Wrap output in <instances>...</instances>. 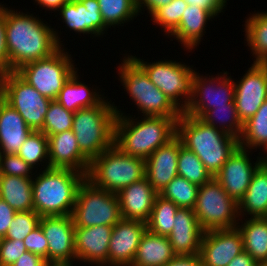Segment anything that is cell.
<instances>
[{
	"mask_svg": "<svg viewBox=\"0 0 267 266\" xmlns=\"http://www.w3.org/2000/svg\"><path fill=\"white\" fill-rule=\"evenodd\" d=\"M117 67L121 86L142 116L180 118L182 112L149 79L143 68L128 54ZM139 109V110H138Z\"/></svg>",
	"mask_w": 267,
	"mask_h": 266,
	"instance_id": "cell-5",
	"label": "cell"
},
{
	"mask_svg": "<svg viewBox=\"0 0 267 266\" xmlns=\"http://www.w3.org/2000/svg\"><path fill=\"white\" fill-rule=\"evenodd\" d=\"M0 97L15 109L33 131H41L51 99L41 95L15 71L0 75Z\"/></svg>",
	"mask_w": 267,
	"mask_h": 266,
	"instance_id": "cell-12",
	"label": "cell"
},
{
	"mask_svg": "<svg viewBox=\"0 0 267 266\" xmlns=\"http://www.w3.org/2000/svg\"><path fill=\"white\" fill-rule=\"evenodd\" d=\"M223 72L215 77L213 75L203 77V74L194 71L191 98L184 114L201 118L208 110L228 106L234 101V80L231 76H227L229 74L227 71Z\"/></svg>",
	"mask_w": 267,
	"mask_h": 266,
	"instance_id": "cell-13",
	"label": "cell"
},
{
	"mask_svg": "<svg viewBox=\"0 0 267 266\" xmlns=\"http://www.w3.org/2000/svg\"><path fill=\"white\" fill-rule=\"evenodd\" d=\"M146 222L122 218L112 229L108 248V266H131Z\"/></svg>",
	"mask_w": 267,
	"mask_h": 266,
	"instance_id": "cell-17",
	"label": "cell"
},
{
	"mask_svg": "<svg viewBox=\"0 0 267 266\" xmlns=\"http://www.w3.org/2000/svg\"><path fill=\"white\" fill-rule=\"evenodd\" d=\"M39 225L48 242V264L75 263V226L71 215L42 216Z\"/></svg>",
	"mask_w": 267,
	"mask_h": 266,
	"instance_id": "cell-16",
	"label": "cell"
},
{
	"mask_svg": "<svg viewBox=\"0 0 267 266\" xmlns=\"http://www.w3.org/2000/svg\"><path fill=\"white\" fill-rule=\"evenodd\" d=\"M176 136L198 156L213 178L239 147L237 138L183 112L176 122Z\"/></svg>",
	"mask_w": 267,
	"mask_h": 266,
	"instance_id": "cell-3",
	"label": "cell"
},
{
	"mask_svg": "<svg viewBox=\"0 0 267 266\" xmlns=\"http://www.w3.org/2000/svg\"><path fill=\"white\" fill-rule=\"evenodd\" d=\"M158 193L146 177L117 193L121 217L147 222Z\"/></svg>",
	"mask_w": 267,
	"mask_h": 266,
	"instance_id": "cell-24",
	"label": "cell"
},
{
	"mask_svg": "<svg viewBox=\"0 0 267 266\" xmlns=\"http://www.w3.org/2000/svg\"><path fill=\"white\" fill-rule=\"evenodd\" d=\"M199 186L177 175L159 195L181 208L193 209Z\"/></svg>",
	"mask_w": 267,
	"mask_h": 266,
	"instance_id": "cell-39",
	"label": "cell"
},
{
	"mask_svg": "<svg viewBox=\"0 0 267 266\" xmlns=\"http://www.w3.org/2000/svg\"><path fill=\"white\" fill-rule=\"evenodd\" d=\"M4 5L6 46L9 72L51 56L62 45L58 30L29 12H20ZM27 13V14H26ZM55 30V31H54Z\"/></svg>",
	"mask_w": 267,
	"mask_h": 266,
	"instance_id": "cell-1",
	"label": "cell"
},
{
	"mask_svg": "<svg viewBox=\"0 0 267 266\" xmlns=\"http://www.w3.org/2000/svg\"><path fill=\"white\" fill-rule=\"evenodd\" d=\"M239 146L251 151H257V148L262 147V152L267 158V99L254 116L243 124Z\"/></svg>",
	"mask_w": 267,
	"mask_h": 266,
	"instance_id": "cell-33",
	"label": "cell"
},
{
	"mask_svg": "<svg viewBox=\"0 0 267 266\" xmlns=\"http://www.w3.org/2000/svg\"><path fill=\"white\" fill-rule=\"evenodd\" d=\"M175 256L168 237L146 230L131 266H164Z\"/></svg>",
	"mask_w": 267,
	"mask_h": 266,
	"instance_id": "cell-30",
	"label": "cell"
},
{
	"mask_svg": "<svg viewBox=\"0 0 267 266\" xmlns=\"http://www.w3.org/2000/svg\"><path fill=\"white\" fill-rule=\"evenodd\" d=\"M200 119L206 124L213 126L238 140L242 135L243 124L237 115L234 101L228 106H221L208 110Z\"/></svg>",
	"mask_w": 267,
	"mask_h": 266,
	"instance_id": "cell-34",
	"label": "cell"
},
{
	"mask_svg": "<svg viewBox=\"0 0 267 266\" xmlns=\"http://www.w3.org/2000/svg\"><path fill=\"white\" fill-rule=\"evenodd\" d=\"M58 12L65 27L77 34H91L90 37L98 38L109 29L103 21L97 0H70Z\"/></svg>",
	"mask_w": 267,
	"mask_h": 266,
	"instance_id": "cell-19",
	"label": "cell"
},
{
	"mask_svg": "<svg viewBox=\"0 0 267 266\" xmlns=\"http://www.w3.org/2000/svg\"><path fill=\"white\" fill-rule=\"evenodd\" d=\"M28 252L39 255L48 263V242L40 225L23 240Z\"/></svg>",
	"mask_w": 267,
	"mask_h": 266,
	"instance_id": "cell-45",
	"label": "cell"
},
{
	"mask_svg": "<svg viewBox=\"0 0 267 266\" xmlns=\"http://www.w3.org/2000/svg\"><path fill=\"white\" fill-rule=\"evenodd\" d=\"M34 3H37L39 7L47 11H55L57 12L65 3L70 0H34Z\"/></svg>",
	"mask_w": 267,
	"mask_h": 266,
	"instance_id": "cell-53",
	"label": "cell"
},
{
	"mask_svg": "<svg viewBox=\"0 0 267 266\" xmlns=\"http://www.w3.org/2000/svg\"><path fill=\"white\" fill-rule=\"evenodd\" d=\"M47 265L48 263L46 259L27 251L11 266H47Z\"/></svg>",
	"mask_w": 267,
	"mask_h": 266,
	"instance_id": "cell-51",
	"label": "cell"
},
{
	"mask_svg": "<svg viewBox=\"0 0 267 266\" xmlns=\"http://www.w3.org/2000/svg\"><path fill=\"white\" fill-rule=\"evenodd\" d=\"M188 5L209 10L215 17L223 12L227 6V0H184ZM229 1V0H228Z\"/></svg>",
	"mask_w": 267,
	"mask_h": 266,
	"instance_id": "cell-47",
	"label": "cell"
},
{
	"mask_svg": "<svg viewBox=\"0 0 267 266\" xmlns=\"http://www.w3.org/2000/svg\"><path fill=\"white\" fill-rule=\"evenodd\" d=\"M234 86L237 115L244 124L267 99V63H252Z\"/></svg>",
	"mask_w": 267,
	"mask_h": 266,
	"instance_id": "cell-15",
	"label": "cell"
},
{
	"mask_svg": "<svg viewBox=\"0 0 267 266\" xmlns=\"http://www.w3.org/2000/svg\"><path fill=\"white\" fill-rule=\"evenodd\" d=\"M204 230L191 208L179 207L174 217V227L168 235L176 255L199 254Z\"/></svg>",
	"mask_w": 267,
	"mask_h": 266,
	"instance_id": "cell-23",
	"label": "cell"
},
{
	"mask_svg": "<svg viewBox=\"0 0 267 266\" xmlns=\"http://www.w3.org/2000/svg\"><path fill=\"white\" fill-rule=\"evenodd\" d=\"M9 72V55L6 46L4 4L0 3V75Z\"/></svg>",
	"mask_w": 267,
	"mask_h": 266,
	"instance_id": "cell-46",
	"label": "cell"
},
{
	"mask_svg": "<svg viewBox=\"0 0 267 266\" xmlns=\"http://www.w3.org/2000/svg\"><path fill=\"white\" fill-rule=\"evenodd\" d=\"M164 266H203L200 254L176 255Z\"/></svg>",
	"mask_w": 267,
	"mask_h": 266,
	"instance_id": "cell-49",
	"label": "cell"
},
{
	"mask_svg": "<svg viewBox=\"0 0 267 266\" xmlns=\"http://www.w3.org/2000/svg\"><path fill=\"white\" fill-rule=\"evenodd\" d=\"M113 226L75 227V254L78 262L108 266V248Z\"/></svg>",
	"mask_w": 267,
	"mask_h": 266,
	"instance_id": "cell-20",
	"label": "cell"
},
{
	"mask_svg": "<svg viewBox=\"0 0 267 266\" xmlns=\"http://www.w3.org/2000/svg\"><path fill=\"white\" fill-rule=\"evenodd\" d=\"M0 199L16 212L33 210L32 178L0 175Z\"/></svg>",
	"mask_w": 267,
	"mask_h": 266,
	"instance_id": "cell-31",
	"label": "cell"
},
{
	"mask_svg": "<svg viewBox=\"0 0 267 266\" xmlns=\"http://www.w3.org/2000/svg\"><path fill=\"white\" fill-rule=\"evenodd\" d=\"M178 175L198 186H202L213 178L198 156L193 151L183 146L180 139Z\"/></svg>",
	"mask_w": 267,
	"mask_h": 266,
	"instance_id": "cell-38",
	"label": "cell"
},
{
	"mask_svg": "<svg viewBox=\"0 0 267 266\" xmlns=\"http://www.w3.org/2000/svg\"><path fill=\"white\" fill-rule=\"evenodd\" d=\"M238 214L240 218L267 217V159L254 172L245 195L238 202Z\"/></svg>",
	"mask_w": 267,
	"mask_h": 266,
	"instance_id": "cell-27",
	"label": "cell"
},
{
	"mask_svg": "<svg viewBox=\"0 0 267 266\" xmlns=\"http://www.w3.org/2000/svg\"><path fill=\"white\" fill-rule=\"evenodd\" d=\"M16 213L6 201L0 199V239L5 237Z\"/></svg>",
	"mask_w": 267,
	"mask_h": 266,
	"instance_id": "cell-48",
	"label": "cell"
},
{
	"mask_svg": "<svg viewBox=\"0 0 267 266\" xmlns=\"http://www.w3.org/2000/svg\"><path fill=\"white\" fill-rule=\"evenodd\" d=\"M47 138L49 168L71 169L87 175L90 160L81 152L72 129Z\"/></svg>",
	"mask_w": 267,
	"mask_h": 266,
	"instance_id": "cell-21",
	"label": "cell"
},
{
	"mask_svg": "<svg viewBox=\"0 0 267 266\" xmlns=\"http://www.w3.org/2000/svg\"><path fill=\"white\" fill-rule=\"evenodd\" d=\"M243 251L242 237L235 227L204 232L199 254L203 266H227Z\"/></svg>",
	"mask_w": 267,
	"mask_h": 266,
	"instance_id": "cell-18",
	"label": "cell"
},
{
	"mask_svg": "<svg viewBox=\"0 0 267 266\" xmlns=\"http://www.w3.org/2000/svg\"><path fill=\"white\" fill-rule=\"evenodd\" d=\"M114 145L122 152L146 160L160 146L167 144L176 136V122L179 118L125 114L114 106ZM130 115V116H129Z\"/></svg>",
	"mask_w": 267,
	"mask_h": 266,
	"instance_id": "cell-2",
	"label": "cell"
},
{
	"mask_svg": "<svg viewBox=\"0 0 267 266\" xmlns=\"http://www.w3.org/2000/svg\"><path fill=\"white\" fill-rule=\"evenodd\" d=\"M187 6L188 4L184 0H173L168 5L157 9L150 17H152L153 23L160 26L165 35L169 36L179 26Z\"/></svg>",
	"mask_w": 267,
	"mask_h": 266,
	"instance_id": "cell-41",
	"label": "cell"
},
{
	"mask_svg": "<svg viewBox=\"0 0 267 266\" xmlns=\"http://www.w3.org/2000/svg\"><path fill=\"white\" fill-rule=\"evenodd\" d=\"M65 50L60 47L51 56L29 62L15 72L41 95L55 100L77 69L71 54Z\"/></svg>",
	"mask_w": 267,
	"mask_h": 266,
	"instance_id": "cell-8",
	"label": "cell"
},
{
	"mask_svg": "<svg viewBox=\"0 0 267 266\" xmlns=\"http://www.w3.org/2000/svg\"><path fill=\"white\" fill-rule=\"evenodd\" d=\"M214 15L200 7L188 5L184 11L179 26L168 36L178 40L184 49L194 50L203 40L208 21L214 20Z\"/></svg>",
	"mask_w": 267,
	"mask_h": 266,
	"instance_id": "cell-26",
	"label": "cell"
},
{
	"mask_svg": "<svg viewBox=\"0 0 267 266\" xmlns=\"http://www.w3.org/2000/svg\"><path fill=\"white\" fill-rule=\"evenodd\" d=\"M78 70L79 69H77L64 84L63 89L58 93L55 99L66 110L73 113L79 109L96 106L104 98H107L104 94H100L101 92L99 90L97 91L96 88H93V85L91 89L88 85L80 81Z\"/></svg>",
	"mask_w": 267,
	"mask_h": 266,
	"instance_id": "cell-28",
	"label": "cell"
},
{
	"mask_svg": "<svg viewBox=\"0 0 267 266\" xmlns=\"http://www.w3.org/2000/svg\"><path fill=\"white\" fill-rule=\"evenodd\" d=\"M227 266H260L247 252L243 251L231 260Z\"/></svg>",
	"mask_w": 267,
	"mask_h": 266,
	"instance_id": "cell-52",
	"label": "cell"
},
{
	"mask_svg": "<svg viewBox=\"0 0 267 266\" xmlns=\"http://www.w3.org/2000/svg\"><path fill=\"white\" fill-rule=\"evenodd\" d=\"M33 171V168L17 154H0V175L33 178Z\"/></svg>",
	"mask_w": 267,
	"mask_h": 266,
	"instance_id": "cell-43",
	"label": "cell"
},
{
	"mask_svg": "<svg viewBox=\"0 0 267 266\" xmlns=\"http://www.w3.org/2000/svg\"><path fill=\"white\" fill-rule=\"evenodd\" d=\"M245 20V41L251 50L253 63H267V11L248 14Z\"/></svg>",
	"mask_w": 267,
	"mask_h": 266,
	"instance_id": "cell-32",
	"label": "cell"
},
{
	"mask_svg": "<svg viewBox=\"0 0 267 266\" xmlns=\"http://www.w3.org/2000/svg\"><path fill=\"white\" fill-rule=\"evenodd\" d=\"M251 152L239 146L214 177L237 203L245 195L254 172L267 159L263 153L259 152L257 161L251 163V156H249Z\"/></svg>",
	"mask_w": 267,
	"mask_h": 266,
	"instance_id": "cell-14",
	"label": "cell"
},
{
	"mask_svg": "<svg viewBox=\"0 0 267 266\" xmlns=\"http://www.w3.org/2000/svg\"><path fill=\"white\" fill-rule=\"evenodd\" d=\"M40 218L34 210L17 212L4 238L23 241L39 225Z\"/></svg>",
	"mask_w": 267,
	"mask_h": 266,
	"instance_id": "cell-42",
	"label": "cell"
},
{
	"mask_svg": "<svg viewBox=\"0 0 267 266\" xmlns=\"http://www.w3.org/2000/svg\"><path fill=\"white\" fill-rule=\"evenodd\" d=\"M47 266H74L73 264H48Z\"/></svg>",
	"mask_w": 267,
	"mask_h": 266,
	"instance_id": "cell-54",
	"label": "cell"
},
{
	"mask_svg": "<svg viewBox=\"0 0 267 266\" xmlns=\"http://www.w3.org/2000/svg\"><path fill=\"white\" fill-rule=\"evenodd\" d=\"M27 252L22 240L0 239V266L13 265L24 253Z\"/></svg>",
	"mask_w": 267,
	"mask_h": 266,
	"instance_id": "cell-44",
	"label": "cell"
},
{
	"mask_svg": "<svg viewBox=\"0 0 267 266\" xmlns=\"http://www.w3.org/2000/svg\"><path fill=\"white\" fill-rule=\"evenodd\" d=\"M130 56L143 68L150 81L184 112L191 98L192 77L196 69L174 59L149 63L140 57Z\"/></svg>",
	"mask_w": 267,
	"mask_h": 266,
	"instance_id": "cell-11",
	"label": "cell"
},
{
	"mask_svg": "<svg viewBox=\"0 0 267 266\" xmlns=\"http://www.w3.org/2000/svg\"><path fill=\"white\" fill-rule=\"evenodd\" d=\"M179 138L175 136L145 160V177L159 194L178 175Z\"/></svg>",
	"mask_w": 267,
	"mask_h": 266,
	"instance_id": "cell-22",
	"label": "cell"
},
{
	"mask_svg": "<svg viewBox=\"0 0 267 266\" xmlns=\"http://www.w3.org/2000/svg\"><path fill=\"white\" fill-rule=\"evenodd\" d=\"M17 155L38 171L40 164L49 168L48 138L42 131H32L22 144ZM45 163V165H44ZM46 166V167H45Z\"/></svg>",
	"mask_w": 267,
	"mask_h": 266,
	"instance_id": "cell-37",
	"label": "cell"
},
{
	"mask_svg": "<svg viewBox=\"0 0 267 266\" xmlns=\"http://www.w3.org/2000/svg\"><path fill=\"white\" fill-rule=\"evenodd\" d=\"M74 113L66 110L56 100H51L44 118L43 129L46 136L72 129Z\"/></svg>",
	"mask_w": 267,
	"mask_h": 266,
	"instance_id": "cell-40",
	"label": "cell"
},
{
	"mask_svg": "<svg viewBox=\"0 0 267 266\" xmlns=\"http://www.w3.org/2000/svg\"><path fill=\"white\" fill-rule=\"evenodd\" d=\"M71 217L75 227L114 226L122 219L118 196L85 179L77 191Z\"/></svg>",
	"mask_w": 267,
	"mask_h": 266,
	"instance_id": "cell-9",
	"label": "cell"
},
{
	"mask_svg": "<svg viewBox=\"0 0 267 266\" xmlns=\"http://www.w3.org/2000/svg\"><path fill=\"white\" fill-rule=\"evenodd\" d=\"M105 25L108 28L123 26L140 15L135 0H97ZM123 24V25H121Z\"/></svg>",
	"mask_w": 267,
	"mask_h": 266,
	"instance_id": "cell-36",
	"label": "cell"
},
{
	"mask_svg": "<svg viewBox=\"0 0 267 266\" xmlns=\"http://www.w3.org/2000/svg\"><path fill=\"white\" fill-rule=\"evenodd\" d=\"M114 106V102L104 98L98 105L74 113L72 131L81 152L90 161L114 144Z\"/></svg>",
	"mask_w": 267,
	"mask_h": 266,
	"instance_id": "cell-6",
	"label": "cell"
},
{
	"mask_svg": "<svg viewBox=\"0 0 267 266\" xmlns=\"http://www.w3.org/2000/svg\"><path fill=\"white\" fill-rule=\"evenodd\" d=\"M178 208L171 200L165 199L158 194L149 220L146 222L147 230L151 233L168 237L174 227V217Z\"/></svg>",
	"mask_w": 267,
	"mask_h": 266,
	"instance_id": "cell-35",
	"label": "cell"
},
{
	"mask_svg": "<svg viewBox=\"0 0 267 266\" xmlns=\"http://www.w3.org/2000/svg\"><path fill=\"white\" fill-rule=\"evenodd\" d=\"M41 172L37 174L35 171L32 178L33 210L40 217L71 215L77 191L86 175L60 168H48Z\"/></svg>",
	"mask_w": 267,
	"mask_h": 266,
	"instance_id": "cell-4",
	"label": "cell"
},
{
	"mask_svg": "<svg viewBox=\"0 0 267 266\" xmlns=\"http://www.w3.org/2000/svg\"><path fill=\"white\" fill-rule=\"evenodd\" d=\"M145 160L122 152L114 144L90 161L86 175L94 187L118 193L145 177Z\"/></svg>",
	"mask_w": 267,
	"mask_h": 266,
	"instance_id": "cell-7",
	"label": "cell"
},
{
	"mask_svg": "<svg viewBox=\"0 0 267 266\" xmlns=\"http://www.w3.org/2000/svg\"><path fill=\"white\" fill-rule=\"evenodd\" d=\"M135 1L138 13L142 14L145 10H147L148 15L150 14L149 16H151L157 9L161 8L162 6L168 5L173 0H135Z\"/></svg>",
	"mask_w": 267,
	"mask_h": 266,
	"instance_id": "cell-50",
	"label": "cell"
},
{
	"mask_svg": "<svg viewBox=\"0 0 267 266\" xmlns=\"http://www.w3.org/2000/svg\"><path fill=\"white\" fill-rule=\"evenodd\" d=\"M193 211L204 232L233 229L238 225L240 218L238 203L215 178L199 186Z\"/></svg>",
	"mask_w": 267,
	"mask_h": 266,
	"instance_id": "cell-10",
	"label": "cell"
},
{
	"mask_svg": "<svg viewBox=\"0 0 267 266\" xmlns=\"http://www.w3.org/2000/svg\"><path fill=\"white\" fill-rule=\"evenodd\" d=\"M32 131L24 118L0 97V154H17Z\"/></svg>",
	"mask_w": 267,
	"mask_h": 266,
	"instance_id": "cell-25",
	"label": "cell"
},
{
	"mask_svg": "<svg viewBox=\"0 0 267 266\" xmlns=\"http://www.w3.org/2000/svg\"><path fill=\"white\" fill-rule=\"evenodd\" d=\"M239 220L241 224L238 222L236 228L241 234L244 251L259 265H267V217Z\"/></svg>",
	"mask_w": 267,
	"mask_h": 266,
	"instance_id": "cell-29",
	"label": "cell"
}]
</instances>
